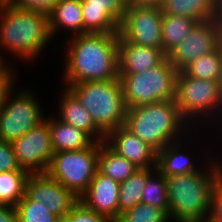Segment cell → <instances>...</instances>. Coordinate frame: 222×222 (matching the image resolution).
I'll return each mask as SVG.
<instances>
[{"label": "cell", "mask_w": 222, "mask_h": 222, "mask_svg": "<svg viewBox=\"0 0 222 222\" xmlns=\"http://www.w3.org/2000/svg\"><path fill=\"white\" fill-rule=\"evenodd\" d=\"M0 222H19L16 207L0 204Z\"/></svg>", "instance_id": "36"}, {"label": "cell", "mask_w": 222, "mask_h": 222, "mask_svg": "<svg viewBox=\"0 0 222 222\" xmlns=\"http://www.w3.org/2000/svg\"><path fill=\"white\" fill-rule=\"evenodd\" d=\"M59 97L57 118L63 123L71 125L87 133L95 142H104L105 135L97 128L88 110L80 103L77 97L63 87ZM61 98V99H60Z\"/></svg>", "instance_id": "18"}, {"label": "cell", "mask_w": 222, "mask_h": 222, "mask_svg": "<svg viewBox=\"0 0 222 222\" xmlns=\"http://www.w3.org/2000/svg\"><path fill=\"white\" fill-rule=\"evenodd\" d=\"M183 71L190 77L218 81L222 73V44L215 51L193 60Z\"/></svg>", "instance_id": "25"}, {"label": "cell", "mask_w": 222, "mask_h": 222, "mask_svg": "<svg viewBox=\"0 0 222 222\" xmlns=\"http://www.w3.org/2000/svg\"><path fill=\"white\" fill-rule=\"evenodd\" d=\"M51 39L47 15L18 9L7 2L1 7L0 63H9L4 59L3 50L30 63L42 54Z\"/></svg>", "instance_id": "3"}, {"label": "cell", "mask_w": 222, "mask_h": 222, "mask_svg": "<svg viewBox=\"0 0 222 222\" xmlns=\"http://www.w3.org/2000/svg\"><path fill=\"white\" fill-rule=\"evenodd\" d=\"M6 3V0H0V9Z\"/></svg>", "instance_id": "41"}, {"label": "cell", "mask_w": 222, "mask_h": 222, "mask_svg": "<svg viewBox=\"0 0 222 222\" xmlns=\"http://www.w3.org/2000/svg\"><path fill=\"white\" fill-rule=\"evenodd\" d=\"M175 102L181 115L190 126L193 125V129L201 127L202 131L203 129L205 131V128H202L205 122L208 125L210 122L215 125L217 120H220L221 124L217 122L216 125L221 129L217 130L215 125L214 130L217 132L222 130L220 90L217 80L197 79L188 76L184 71H179L176 79Z\"/></svg>", "instance_id": "6"}, {"label": "cell", "mask_w": 222, "mask_h": 222, "mask_svg": "<svg viewBox=\"0 0 222 222\" xmlns=\"http://www.w3.org/2000/svg\"><path fill=\"white\" fill-rule=\"evenodd\" d=\"M25 195L45 205L51 214L63 219L79 202V198L47 173L29 174Z\"/></svg>", "instance_id": "13"}, {"label": "cell", "mask_w": 222, "mask_h": 222, "mask_svg": "<svg viewBox=\"0 0 222 222\" xmlns=\"http://www.w3.org/2000/svg\"><path fill=\"white\" fill-rule=\"evenodd\" d=\"M13 88L7 95L0 112V138L12 143L45 120L44 107L40 106L32 89ZM13 93V94H12ZM12 96V97H11Z\"/></svg>", "instance_id": "9"}, {"label": "cell", "mask_w": 222, "mask_h": 222, "mask_svg": "<svg viewBox=\"0 0 222 222\" xmlns=\"http://www.w3.org/2000/svg\"><path fill=\"white\" fill-rule=\"evenodd\" d=\"M84 33H119L125 6L119 0H81Z\"/></svg>", "instance_id": "14"}, {"label": "cell", "mask_w": 222, "mask_h": 222, "mask_svg": "<svg viewBox=\"0 0 222 222\" xmlns=\"http://www.w3.org/2000/svg\"><path fill=\"white\" fill-rule=\"evenodd\" d=\"M164 0H135L137 5H147V6H161Z\"/></svg>", "instance_id": "38"}, {"label": "cell", "mask_w": 222, "mask_h": 222, "mask_svg": "<svg viewBox=\"0 0 222 222\" xmlns=\"http://www.w3.org/2000/svg\"><path fill=\"white\" fill-rule=\"evenodd\" d=\"M196 19L163 14L162 16V49L168 55L197 26Z\"/></svg>", "instance_id": "24"}, {"label": "cell", "mask_w": 222, "mask_h": 222, "mask_svg": "<svg viewBox=\"0 0 222 222\" xmlns=\"http://www.w3.org/2000/svg\"><path fill=\"white\" fill-rule=\"evenodd\" d=\"M204 157L208 159H203L205 169L201 167L197 172L166 177L171 222L207 220L212 193L222 181V159L208 158V154Z\"/></svg>", "instance_id": "2"}, {"label": "cell", "mask_w": 222, "mask_h": 222, "mask_svg": "<svg viewBox=\"0 0 222 222\" xmlns=\"http://www.w3.org/2000/svg\"><path fill=\"white\" fill-rule=\"evenodd\" d=\"M119 189L120 183L97 170L79 201L97 214L116 222L119 218Z\"/></svg>", "instance_id": "15"}, {"label": "cell", "mask_w": 222, "mask_h": 222, "mask_svg": "<svg viewBox=\"0 0 222 222\" xmlns=\"http://www.w3.org/2000/svg\"><path fill=\"white\" fill-rule=\"evenodd\" d=\"M116 222H171L168 213L153 205L139 203L135 207L121 213Z\"/></svg>", "instance_id": "30"}, {"label": "cell", "mask_w": 222, "mask_h": 222, "mask_svg": "<svg viewBox=\"0 0 222 222\" xmlns=\"http://www.w3.org/2000/svg\"><path fill=\"white\" fill-rule=\"evenodd\" d=\"M218 83H219V90H220L221 113H222V73L220 75Z\"/></svg>", "instance_id": "39"}, {"label": "cell", "mask_w": 222, "mask_h": 222, "mask_svg": "<svg viewBox=\"0 0 222 222\" xmlns=\"http://www.w3.org/2000/svg\"><path fill=\"white\" fill-rule=\"evenodd\" d=\"M61 0H6L10 5L23 10L49 15Z\"/></svg>", "instance_id": "33"}, {"label": "cell", "mask_w": 222, "mask_h": 222, "mask_svg": "<svg viewBox=\"0 0 222 222\" xmlns=\"http://www.w3.org/2000/svg\"><path fill=\"white\" fill-rule=\"evenodd\" d=\"M64 87L88 110L97 128L105 136L125 124L127 106L120 79L87 81Z\"/></svg>", "instance_id": "5"}, {"label": "cell", "mask_w": 222, "mask_h": 222, "mask_svg": "<svg viewBox=\"0 0 222 222\" xmlns=\"http://www.w3.org/2000/svg\"><path fill=\"white\" fill-rule=\"evenodd\" d=\"M190 138L192 137L188 135L184 140L181 139L177 142L169 143L164 148L157 151L156 169L165 177L189 174L201 170L200 166L198 167L199 163L195 165L196 162L192 155L186 153L190 148L187 146L183 147ZM186 139L188 140L185 141Z\"/></svg>", "instance_id": "19"}, {"label": "cell", "mask_w": 222, "mask_h": 222, "mask_svg": "<svg viewBox=\"0 0 222 222\" xmlns=\"http://www.w3.org/2000/svg\"><path fill=\"white\" fill-rule=\"evenodd\" d=\"M52 38L58 31L70 32V36L83 34V16L81 0H61L48 15Z\"/></svg>", "instance_id": "20"}, {"label": "cell", "mask_w": 222, "mask_h": 222, "mask_svg": "<svg viewBox=\"0 0 222 222\" xmlns=\"http://www.w3.org/2000/svg\"><path fill=\"white\" fill-rule=\"evenodd\" d=\"M125 7L128 5L135 4V0H119Z\"/></svg>", "instance_id": "40"}, {"label": "cell", "mask_w": 222, "mask_h": 222, "mask_svg": "<svg viewBox=\"0 0 222 222\" xmlns=\"http://www.w3.org/2000/svg\"><path fill=\"white\" fill-rule=\"evenodd\" d=\"M189 125L181 115L175 100L129 108L124 124L130 132L156 151L169 143L184 139L188 135L192 136V126Z\"/></svg>", "instance_id": "4"}, {"label": "cell", "mask_w": 222, "mask_h": 222, "mask_svg": "<svg viewBox=\"0 0 222 222\" xmlns=\"http://www.w3.org/2000/svg\"><path fill=\"white\" fill-rule=\"evenodd\" d=\"M27 171H9L0 173V204L16 207L25 195Z\"/></svg>", "instance_id": "27"}, {"label": "cell", "mask_w": 222, "mask_h": 222, "mask_svg": "<svg viewBox=\"0 0 222 222\" xmlns=\"http://www.w3.org/2000/svg\"><path fill=\"white\" fill-rule=\"evenodd\" d=\"M62 222H112L107 217L85 207L80 201L62 219Z\"/></svg>", "instance_id": "31"}, {"label": "cell", "mask_w": 222, "mask_h": 222, "mask_svg": "<svg viewBox=\"0 0 222 222\" xmlns=\"http://www.w3.org/2000/svg\"><path fill=\"white\" fill-rule=\"evenodd\" d=\"M178 70L166 58L141 73L119 74L127 109L165 100H175Z\"/></svg>", "instance_id": "7"}, {"label": "cell", "mask_w": 222, "mask_h": 222, "mask_svg": "<svg viewBox=\"0 0 222 222\" xmlns=\"http://www.w3.org/2000/svg\"><path fill=\"white\" fill-rule=\"evenodd\" d=\"M162 16L159 6L128 5L119 35L137 45L162 48Z\"/></svg>", "instance_id": "10"}, {"label": "cell", "mask_w": 222, "mask_h": 222, "mask_svg": "<svg viewBox=\"0 0 222 222\" xmlns=\"http://www.w3.org/2000/svg\"><path fill=\"white\" fill-rule=\"evenodd\" d=\"M167 55L162 48L141 46L124 40L119 35V74H135L160 65Z\"/></svg>", "instance_id": "17"}, {"label": "cell", "mask_w": 222, "mask_h": 222, "mask_svg": "<svg viewBox=\"0 0 222 222\" xmlns=\"http://www.w3.org/2000/svg\"><path fill=\"white\" fill-rule=\"evenodd\" d=\"M214 20L217 23L222 34V0H216Z\"/></svg>", "instance_id": "37"}, {"label": "cell", "mask_w": 222, "mask_h": 222, "mask_svg": "<svg viewBox=\"0 0 222 222\" xmlns=\"http://www.w3.org/2000/svg\"><path fill=\"white\" fill-rule=\"evenodd\" d=\"M221 44L222 34L215 20L200 22L167 58L178 71H183L193 60L215 51Z\"/></svg>", "instance_id": "12"}, {"label": "cell", "mask_w": 222, "mask_h": 222, "mask_svg": "<svg viewBox=\"0 0 222 222\" xmlns=\"http://www.w3.org/2000/svg\"><path fill=\"white\" fill-rule=\"evenodd\" d=\"M146 182V168H138L124 182L120 183L119 189V217L121 213L141 203L143 188Z\"/></svg>", "instance_id": "28"}, {"label": "cell", "mask_w": 222, "mask_h": 222, "mask_svg": "<svg viewBox=\"0 0 222 222\" xmlns=\"http://www.w3.org/2000/svg\"><path fill=\"white\" fill-rule=\"evenodd\" d=\"M19 222H62V219L48 211L39 202L30 200L24 195L16 205Z\"/></svg>", "instance_id": "29"}, {"label": "cell", "mask_w": 222, "mask_h": 222, "mask_svg": "<svg viewBox=\"0 0 222 222\" xmlns=\"http://www.w3.org/2000/svg\"><path fill=\"white\" fill-rule=\"evenodd\" d=\"M141 202L146 205L163 208L168 213L169 204L166 177L156 168H146V182Z\"/></svg>", "instance_id": "26"}, {"label": "cell", "mask_w": 222, "mask_h": 222, "mask_svg": "<svg viewBox=\"0 0 222 222\" xmlns=\"http://www.w3.org/2000/svg\"><path fill=\"white\" fill-rule=\"evenodd\" d=\"M64 85L119 79V33H84L68 37ZM67 45V46H66Z\"/></svg>", "instance_id": "1"}, {"label": "cell", "mask_w": 222, "mask_h": 222, "mask_svg": "<svg viewBox=\"0 0 222 222\" xmlns=\"http://www.w3.org/2000/svg\"><path fill=\"white\" fill-rule=\"evenodd\" d=\"M100 143L94 141L82 150L55 152L46 173L79 198L98 170Z\"/></svg>", "instance_id": "8"}, {"label": "cell", "mask_w": 222, "mask_h": 222, "mask_svg": "<svg viewBox=\"0 0 222 222\" xmlns=\"http://www.w3.org/2000/svg\"><path fill=\"white\" fill-rule=\"evenodd\" d=\"M206 222H222V181L212 193L210 211Z\"/></svg>", "instance_id": "35"}, {"label": "cell", "mask_w": 222, "mask_h": 222, "mask_svg": "<svg viewBox=\"0 0 222 222\" xmlns=\"http://www.w3.org/2000/svg\"><path fill=\"white\" fill-rule=\"evenodd\" d=\"M11 63H0V112L2 107L5 105V100L7 98L8 93L15 87V89L19 88L16 87V76L15 73V66ZM14 70V71H13ZM15 84V85H14Z\"/></svg>", "instance_id": "32"}, {"label": "cell", "mask_w": 222, "mask_h": 222, "mask_svg": "<svg viewBox=\"0 0 222 222\" xmlns=\"http://www.w3.org/2000/svg\"><path fill=\"white\" fill-rule=\"evenodd\" d=\"M48 124L54 152L82 150L94 142L84 131L63 123L56 117L48 116Z\"/></svg>", "instance_id": "21"}, {"label": "cell", "mask_w": 222, "mask_h": 222, "mask_svg": "<svg viewBox=\"0 0 222 222\" xmlns=\"http://www.w3.org/2000/svg\"><path fill=\"white\" fill-rule=\"evenodd\" d=\"M216 0H164L163 14L196 19L199 23L215 19Z\"/></svg>", "instance_id": "22"}, {"label": "cell", "mask_w": 222, "mask_h": 222, "mask_svg": "<svg viewBox=\"0 0 222 222\" xmlns=\"http://www.w3.org/2000/svg\"><path fill=\"white\" fill-rule=\"evenodd\" d=\"M104 142L137 168H156L157 151L124 125L109 132Z\"/></svg>", "instance_id": "16"}, {"label": "cell", "mask_w": 222, "mask_h": 222, "mask_svg": "<svg viewBox=\"0 0 222 222\" xmlns=\"http://www.w3.org/2000/svg\"><path fill=\"white\" fill-rule=\"evenodd\" d=\"M9 171H25L17 163L12 144L0 138V173Z\"/></svg>", "instance_id": "34"}, {"label": "cell", "mask_w": 222, "mask_h": 222, "mask_svg": "<svg viewBox=\"0 0 222 222\" xmlns=\"http://www.w3.org/2000/svg\"><path fill=\"white\" fill-rule=\"evenodd\" d=\"M11 144L21 169L29 174L46 173L55 153L51 142L48 117Z\"/></svg>", "instance_id": "11"}, {"label": "cell", "mask_w": 222, "mask_h": 222, "mask_svg": "<svg viewBox=\"0 0 222 222\" xmlns=\"http://www.w3.org/2000/svg\"><path fill=\"white\" fill-rule=\"evenodd\" d=\"M137 166L112 150L105 142L99 145L98 170L118 183L124 182L137 171Z\"/></svg>", "instance_id": "23"}]
</instances>
